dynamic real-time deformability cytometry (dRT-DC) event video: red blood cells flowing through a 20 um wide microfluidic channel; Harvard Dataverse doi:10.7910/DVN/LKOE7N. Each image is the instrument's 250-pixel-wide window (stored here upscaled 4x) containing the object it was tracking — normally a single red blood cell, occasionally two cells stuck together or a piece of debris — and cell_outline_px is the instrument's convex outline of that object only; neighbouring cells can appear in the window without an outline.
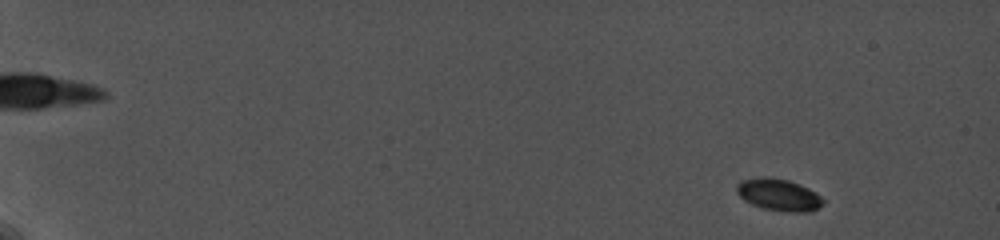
{"species": "common noctule bat (a hibernating species)", "species_latin": "Nyctalus noctula", "temperature_condition": "cold", "stored_images_in_passage": 43, "camera_frame_rate_fps": 5000, "um_per_image_px": 0.085, "animal": {"sex": "female", "body_mass_g": 19.0, "forearm_length_mm": 56.7}, "frame": {"image": 1, "passage_image": 2, "time_ms": 0.6, "image_size_px": [1000, 240], "cell_outline_px": [[824, 204], [808, 212], [792, 212], [764, 208], [752, 204], [744, 200], [736, 192], [736, 184], [740, 180], [760, 176], [764, 176], [788, 180], [800, 184], [816, 192], [824, 200]], "centroid_in_image_um": [66.17, 16.53], "position_along_channel_um": 18.8, "area_um2": 16.13}}
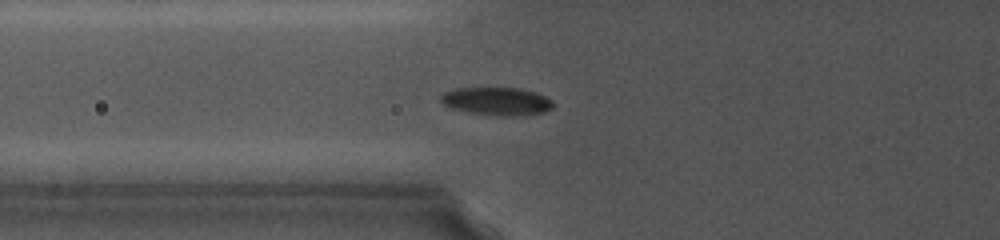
{"frame": {"image": 2, "passage_image": 20, "time_ms": 7.4, "image_size_px": [1000, 240], "cell_outline_px": [[552, 108], [544, 112], [504, 116], [472, 112], [452, 108], [444, 104], [440, 100], [440, 96], [444, 92], [456, 88], [520, 88], [536, 92], [552, 100]], "centroid_in_image_um": [42.22, 8.58], "position_along_channel_um": 83.6, "area_um2": 17.92}}
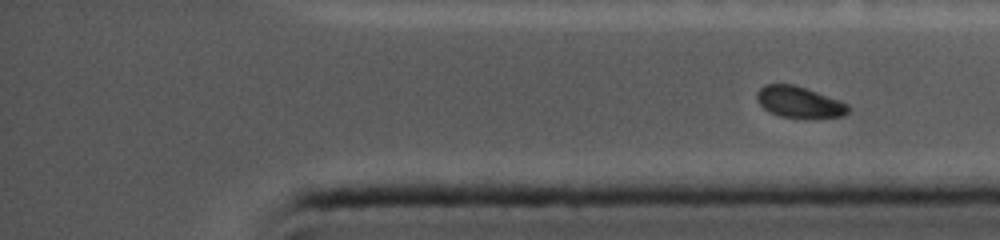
{"frame": {"image": 3, "passage_image": 43, "time_ms": 15.0, "image_size_px": [1000, 240], "cell_outline_px": [[852, 108], [844, 116], [780, 116], [764, 108], [756, 100], [756, 92], [764, 84], [792, 84], [840, 100], [848, 104]], "centroid_in_image_um": [67.92, 8.64], "position_along_channel_um": 367.3, "area_um2": 16.13}}